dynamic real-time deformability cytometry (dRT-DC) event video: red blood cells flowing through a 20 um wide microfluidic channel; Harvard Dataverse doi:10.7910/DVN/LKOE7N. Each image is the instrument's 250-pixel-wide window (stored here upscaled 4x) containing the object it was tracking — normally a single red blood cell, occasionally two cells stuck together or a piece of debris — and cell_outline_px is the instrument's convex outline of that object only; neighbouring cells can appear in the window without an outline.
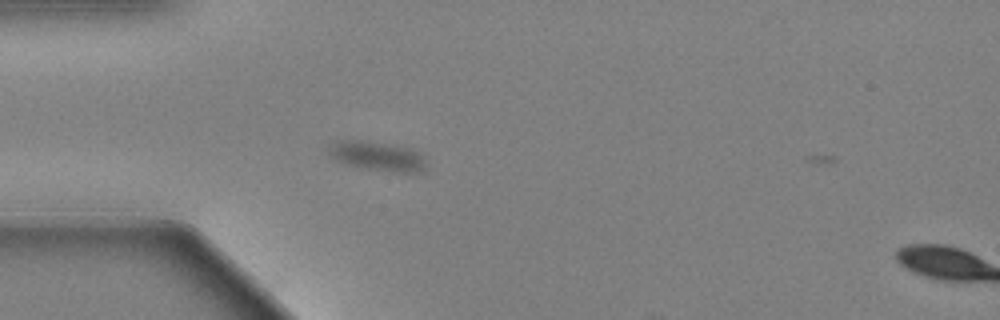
{"species": "Egyptian fruit bat (a non-hibernating species)", "species_latin": "Rousettus aegyptiacus", "temperature_condition": "warm", "stored_images_in_passage": 2, "camera_frame_rate_fps": 3000, "um_per_image_px": 0.085, "animal": {"sex": "female"}, "frame": {"image": 1, "passage_image": 1, "time_ms": 0.0, "image_size_px": [1000, 320], "cell_outline_px": [[424, 172], [392, 172], [360, 168], [344, 164], [336, 160], [328, 152], [336, 144], [372, 144], [404, 148], [416, 152], [420, 156], [424, 164]], "centroid_in_image_um": [32.15, 13.4], "position_along_channel_um": 52.9, "area_um2": 14.8}}